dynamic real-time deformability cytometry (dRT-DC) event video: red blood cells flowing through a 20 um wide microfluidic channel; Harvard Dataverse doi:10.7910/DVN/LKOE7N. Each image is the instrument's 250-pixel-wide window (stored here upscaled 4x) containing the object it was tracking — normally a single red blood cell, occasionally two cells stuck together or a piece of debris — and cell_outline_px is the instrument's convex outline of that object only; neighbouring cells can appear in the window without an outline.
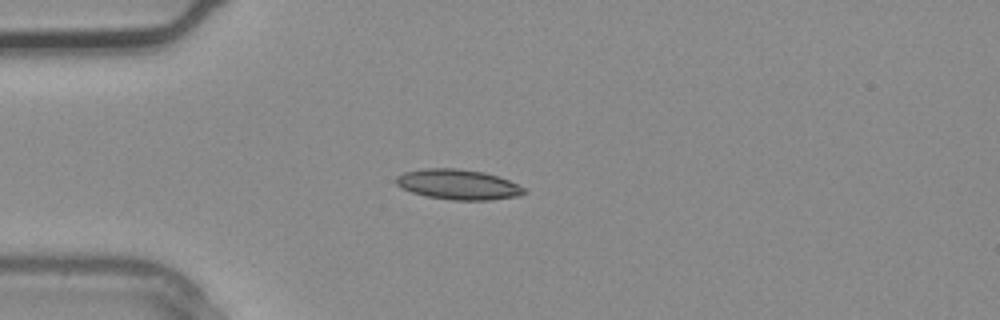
{"species": "common noctule bat (a hibernating species)", "species_latin": "Nyctalus noctula", "temperature_condition": "warm", "stored_images_in_passage": 2, "camera_frame_rate_fps": 3000, "um_per_image_px": 0.085, "animal": {"sex": "male", "body_mass_g": 20.4}, "frame": {"image": 1, "passage_image": 2, "time_ms": 0.333, "image_size_px": [1000, 320], "cell_outline_px": [[528, 192], [520, 196], [488, 200], [452, 200], [428, 196], [412, 192], [400, 188], [396, 184], [396, 176], [404, 172], [424, 168], [460, 168], [484, 172], [508, 180], [524, 188]], "centroid_in_image_um": [38.93, 15.67], "position_along_channel_um": 46.1, "area_um2": 22.54}}